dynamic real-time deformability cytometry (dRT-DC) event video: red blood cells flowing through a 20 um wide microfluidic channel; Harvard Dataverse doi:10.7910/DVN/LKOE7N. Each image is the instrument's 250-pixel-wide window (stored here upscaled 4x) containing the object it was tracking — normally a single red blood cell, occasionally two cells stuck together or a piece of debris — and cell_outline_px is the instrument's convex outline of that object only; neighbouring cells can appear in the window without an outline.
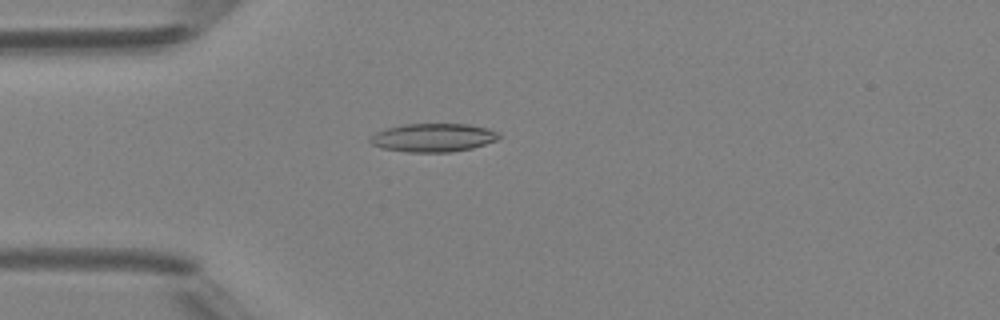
{"species": "Egyptian fruit bat (a non-hibernating species)", "species_latin": "Rousettus aegyptiacus", "temperature_condition": "room temperature", "stored_images_in_passage": 5, "camera_frame_rate_fps": 3000, "um_per_image_px": 0.085, "animal": {"sex": "female"}, "frame": {"image": 1, "passage_image": 4, "time_ms": 3.333, "image_size_px": [1000, 320], "cell_outline_px": [[500, 136], [496, 140], [472, 148], [452, 152], [408, 152], [380, 148], [372, 144], [368, 140], [376, 132], [384, 128], [404, 124], [468, 124], [488, 128], [500, 132]], "centroid_in_image_um": [36.81, 11.69], "position_along_channel_um": 48.2, "area_um2": 21.44}}